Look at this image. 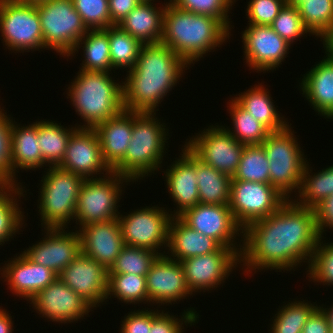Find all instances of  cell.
I'll return each instance as SVG.
<instances>
[{
  "mask_svg": "<svg viewBox=\"0 0 333 333\" xmlns=\"http://www.w3.org/2000/svg\"><path fill=\"white\" fill-rule=\"evenodd\" d=\"M241 238L240 267L251 274L256 269L291 271L302 262L309 267L320 236L314 209L288 199L269 217L246 226Z\"/></svg>",
  "mask_w": 333,
  "mask_h": 333,
  "instance_id": "obj_1",
  "label": "cell"
},
{
  "mask_svg": "<svg viewBox=\"0 0 333 333\" xmlns=\"http://www.w3.org/2000/svg\"><path fill=\"white\" fill-rule=\"evenodd\" d=\"M186 68L189 65L166 44H142L136 64L122 81L124 110L158 111L157 107L179 84Z\"/></svg>",
  "mask_w": 333,
  "mask_h": 333,
  "instance_id": "obj_2",
  "label": "cell"
},
{
  "mask_svg": "<svg viewBox=\"0 0 333 333\" xmlns=\"http://www.w3.org/2000/svg\"><path fill=\"white\" fill-rule=\"evenodd\" d=\"M231 32L217 19L179 9L170 1L164 12L161 42L189 66L229 40Z\"/></svg>",
  "mask_w": 333,
  "mask_h": 333,
  "instance_id": "obj_3",
  "label": "cell"
},
{
  "mask_svg": "<svg viewBox=\"0 0 333 333\" xmlns=\"http://www.w3.org/2000/svg\"><path fill=\"white\" fill-rule=\"evenodd\" d=\"M110 74L80 69L66 88L72 107L84 120V124L78 125V128L94 129L124 110L122 83H117Z\"/></svg>",
  "mask_w": 333,
  "mask_h": 333,
  "instance_id": "obj_4",
  "label": "cell"
},
{
  "mask_svg": "<svg viewBox=\"0 0 333 333\" xmlns=\"http://www.w3.org/2000/svg\"><path fill=\"white\" fill-rule=\"evenodd\" d=\"M164 124L156 117V112L133 111L130 144L124 158L112 171L127 177L133 183L158 171L167 153L165 143L169 140L166 137L169 129Z\"/></svg>",
  "mask_w": 333,
  "mask_h": 333,
  "instance_id": "obj_5",
  "label": "cell"
},
{
  "mask_svg": "<svg viewBox=\"0 0 333 333\" xmlns=\"http://www.w3.org/2000/svg\"><path fill=\"white\" fill-rule=\"evenodd\" d=\"M39 188L38 211L42 228H67L75 220L79 191L84 178L57 167H49ZM44 225V226H43Z\"/></svg>",
  "mask_w": 333,
  "mask_h": 333,
  "instance_id": "obj_6",
  "label": "cell"
},
{
  "mask_svg": "<svg viewBox=\"0 0 333 333\" xmlns=\"http://www.w3.org/2000/svg\"><path fill=\"white\" fill-rule=\"evenodd\" d=\"M291 125L271 132L261 143L269 161L270 184L287 199H292L293 192H299L307 163Z\"/></svg>",
  "mask_w": 333,
  "mask_h": 333,
  "instance_id": "obj_7",
  "label": "cell"
},
{
  "mask_svg": "<svg viewBox=\"0 0 333 333\" xmlns=\"http://www.w3.org/2000/svg\"><path fill=\"white\" fill-rule=\"evenodd\" d=\"M43 33V47L68 57L87 33L72 0H45L36 3Z\"/></svg>",
  "mask_w": 333,
  "mask_h": 333,
  "instance_id": "obj_8",
  "label": "cell"
},
{
  "mask_svg": "<svg viewBox=\"0 0 333 333\" xmlns=\"http://www.w3.org/2000/svg\"><path fill=\"white\" fill-rule=\"evenodd\" d=\"M124 182L128 185L131 181L113 171L100 178L84 180L79 191L75 212V223L79 224V228L90 223L106 222L118 218L121 214L118 211L120 206L118 202L124 191L122 190Z\"/></svg>",
  "mask_w": 333,
  "mask_h": 333,
  "instance_id": "obj_9",
  "label": "cell"
},
{
  "mask_svg": "<svg viewBox=\"0 0 333 333\" xmlns=\"http://www.w3.org/2000/svg\"><path fill=\"white\" fill-rule=\"evenodd\" d=\"M0 32L3 45L14 53L45 49L35 3L0 0Z\"/></svg>",
  "mask_w": 333,
  "mask_h": 333,
  "instance_id": "obj_10",
  "label": "cell"
},
{
  "mask_svg": "<svg viewBox=\"0 0 333 333\" xmlns=\"http://www.w3.org/2000/svg\"><path fill=\"white\" fill-rule=\"evenodd\" d=\"M169 211L154 205L136 209L126 216L119 215L118 221L125 245L164 254L160 248L162 246L167 249L169 225L173 217Z\"/></svg>",
  "mask_w": 333,
  "mask_h": 333,
  "instance_id": "obj_11",
  "label": "cell"
},
{
  "mask_svg": "<svg viewBox=\"0 0 333 333\" xmlns=\"http://www.w3.org/2000/svg\"><path fill=\"white\" fill-rule=\"evenodd\" d=\"M287 200L271 184L231 181L229 208L243 229L257 220L269 217Z\"/></svg>",
  "mask_w": 333,
  "mask_h": 333,
  "instance_id": "obj_12",
  "label": "cell"
},
{
  "mask_svg": "<svg viewBox=\"0 0 333 333\" xmlns=\"http://www.w3.org/2000/svg\"><path fill=\"white\" fill-rule=\"evenodd\" d=\"M199 132L190 140L186 139L188 141L185 145L201 161L233 177L245 145L238 142L222 125H210Z\"/></svg>",
  "mask_w": 333,
  "mask_h": 333,
  "instance_id": "obj_13",
  "label": "cell"
},
{
  "mask_svg": "<svg viewBox=\"0 0 333 333\" xmlns=\"http://www.w3.org/2000/svg\"><path fill=\"white\" fill-rule=\"evenodd\" d=\"M242 248L220 247L216 252L180 261L191 292L216 289L240 263ZM238 264V265H237Z\"/></svg>",
  "mask_w": 333,
  "mask_h": 333,
  "instance_id": "obj_14",
  "label": "cell"
},
{
  "mask_svg": "<svg viewBox=\"0 0 333 333\" xmlns=\"http://www.w3.org/2000/svg\"><path fill=\"white\" fill-rule=\"evenodd\" d=\"M178 217L190 228L215 239L222 247L242 248L243 239L238 246L236 237L243 235V228L236 222L229 205L198 203Z\"/></svg>",
  "mask_w": 333,
  "mask_h": 333,
  "instance_id": "obj_15",
  "label": "cell"
},
{
  "mask_svg": "<svg viewBox=\"0 0 333 333\" xmlns=\"http://www.w3.org/2000/svg\"><path fill=\"white\" fill-rule=\"evenodd\" d=\"M244 60L256 72L278 68L289 54L290 46L271 26L248 24L241 32Z\"/></svg>",
  "mask_w": 333,
  "mask_h": 333,
  "instance_id": "obj_16",
  "label": "cell"
},
{
  "mask_svg": "<svg viewBox=\"0 0 333 333\" xmlns=\"http://www.w3.org/2000/svg\"><path fill=\"white\" fill-rule=\"evenodd\" d=\"M40 317L58 323H73L93 311L84 299L59 278L40 290L30 301Z\"/></svg>",
  "mask_w": 333,
  "mask_h": 333,
  "instance_id": "obj_17",
  "label": "cell"
},
{
  "mask_svg": "<svg viewBox=\"0 0 333 333\" xmlns=\"http://www.w3.org/2000/svg\"><path fill=\"white\" fill-rule=\"evenodd\" d=\"M58 167L84 179L98 178L97 175L100 178L112 171L102 157L98 134L89 128H78L70 136L64 159Z\"/></svg>",
  "mask_w": 333,
  "mask_h": 333,
  "instance_id": "obj_18",
  "label": "cell"
},
{
  "mask_svg": "<svg viewBox=\"0 0 333 333\" xmlns=\"http://www.w3.org/2000/svg\"><path fill=\"white\" fill-rule=\"evenodd\" d=\"M58 278L92 308L106 303L108 269L83 252L58 274Z\"/></svg>",
  "mask_w": 333,
  "mask_h": 333,
  "instance_id": "obj_19",
  "label": "cell"
},
{
  "mask_svg": "<svg viewBox=\"0 0 333 333\" xmlns=\"http://www.w3.org/2000/svg\"><path fill=\"white\" fill-rule=\"evenodd\" d=\"M65 229L44 228V238L22 253L34 263L50 268L58 275L81 253L78 230L71 232Z\"/></svg>",
  "mask_w": 333,
  "mask_h": 333,
  "instance_id": "obj_20",
  "label": "cell"
},
{
  "mask_svg": "<svg viewBox=\"0 0 333 333\" xmlns=\"http://www.w3.org/2000/svg\"><path fill=\"white\" fill-rule=\"evenodd\" d=\"M146 287L150 305L158 304L157 308L167 303L175 304L193 294L187 285L181 263L166 254L159 255L152 264L146 274Z\"/></svg>",
  "mask_w": 333,
  "mask_h": 333,
  "instance_id": "obj_21",
  "label": "cell"
},
{
  "mask_svg": "<svg viewBox=\"0 0 333 333\" xmlns=\"http://www.w3.org/2000/svg\"><path fill=\"white\" fill-rule=\"evenodd\" d=\"M183 146L180 158L164 171L169 195L177 205L176 210L170 211L173 217L199 203L197 156L185 144Z\"/></svg>",
  "mask_w": 333,
  "mask_h": 333,
  "instance_id": "obj_22",
  "label": "cell"
},
{
  "mask_svg": "<svg viewBox=\"0 0 333 333\" xmlns=\"http://www.w3.org/2000/svg\"><path fill=\"white\" fill-rule=\"evenodd\" d=\"M8 262V263H7ZM2 268V269H1ZM0 268V277L9 285L10 291L30 301L40 290L51 284L58 275L50 268L34 263L23 253L6 261ZM2 271V272H1Z\"/></svg>",
  "mask_w": 333,
  "mask_h": 333,
  "instance_id": "obj_23",
  "label": "cell"
},
{
  "mask_svg": "<svg viewBox=\"0 0 333 333\" xmlns=\"http://www.w3.org/2000/svg\"><path fill=\"white\" fill-rule=\"evenodd\" d=\"M78 233L81 239V252L95 259L108 270L126 246L118 218L90 223L78 228Z\"/></svg>",
  "mask_w": 333,
  "mask_h": 333,
  "instance_id": "obj_24",
  "label": "cell"
},
{
  "mask_svg": "<svg viewBox=\"0 0 333 333\" xmlns=\"http://www.w3.org/2000/svg\"><path fill=\"white\" fill-rule=\"evenodd\" d=\"M326 57L303 75L300 91L314 111L325 119H333V56Z\"/></svg>",
  "mask_w": 333,
  "mask_h": 333,
  "instance_id": "obj_25",
  "label": "cell"
},
{
  "mask_svg": "<svg viewBox=\"0 0 333 333\" xmlns=\"http://www.w3.org/2000/svg\"><path fill=\"white\" fill-rule=\"evenodd\" d=\"M132 129L133 111L128 110H123L94 128L100 140L104 162L111 170L124 158Z\"/></svg>",
  "mask_w": 333,
  "mask_h": 333,
  "instance_id": "obj_26",
  "label": "cell"
},
{
  "mask_svg": "<svg viewBox=\"0 0 333 333\" xmlns=\"http://www.w3.org/2000/svg\"><path fill=\"white\" fill-rule=\"evenodd\" d=\"M12 120L11 126V162H12V184L18 183L16 173L20 170H36L47 167L42 158L41 149L37 137L38 121L24 125L16 124ZM45 165V166H44Z\"/></svg>",
  "mask_w": 333,
  "mask_h": 333,
  "instance_id": "obj_27",
  "label": "cell"
},
{
  "mask_svg": "<svg viewBox=\"0 0 333 333\" xmlns=\"http://www.w3.org/2000/svg\"><path fill=\"white\" fill-rule=\"evenodd\" d=\"M220 247L221 245L215 239L190 228L179 217H172L169 225L168 251L163 252L180 262L191 257L216 252Z\"/></svg>",
  "mask_w": 333,
  "mask_h": 333,
  "instance_id": "obj_28",
  "label": "cell"
},
{
  "mask_svg": "<svg viewBox=\"0 0 333 333\" xmlns=\"http://www.w3.org/2000/svg\"><path fill=\"white\" fill-rule=\"evenodd\" d=\"M165 9V3L157 7L153 2L142 1L117 25L142 44L159 43L163 36Z\"/></svg>",
  "mask_w": 333,
  "mask_h": 333,
  "instance_id": "obj_29",
  "label": "cell"
},
{
  "mask_svg": "<svg viewBox=\"0 0 333 333\" xmlns=\"http://www.w3.org/2000/svg\"><path fill=\"white\" fill-rule=\"evenodd\" d=\"M233 97L252 117L266 126L271 132L285 129L289 122L276 109L268 88L262 82Z\"/></svg>",
  "mask_w": 333,
  "mask_h": 333,
  "instance_id": "obj_30",
  "label": "cell"
},
{
  "mask_svg": "<svg viewBox=\"0 0 333 333\" xmlns=\"http://www.w3.org/2000/svg\"><path fill=\"white\" fill-rule=\"evenodd\" d=\"M81 47L83 48L84 60H82V64H80V69L99 72L115 71L110 60L108 28L88 30L76 44L69 56H75L74 54H77Z\"/></svg>",
  "mask_w": 333,
  "mask_h": 333,
  "instance_id": "obj_31",
  "label": "cell"
},
{
  "mask_svg": "<svg viewBox=\"0 0 333 333\" xmlns=\"http://www.w3.org/2000/svg\"><path fill=\"white\" fill-rule=\"evenodd\" d=\"M78 129L74 127L64 128L61 123L45 119L38 121L37 137L45 164L49 167H57L64 159L70 136Z\"/></svg>",
  "mask_w": 333,
  "mask_h": 333,
  "instance_id": "obj_32",
  "label": "cell"
},
{
  "mask_svg": "<svg viewBox=\"0 0 333 333\" xmlns=\"http://www.w3.org/2000/svg\"><path fill=\"white\" fill-rule=\"evenodd\" d=\"M19 184L0 183V245L10 241L23 227L24 212L19 207L21 196L27 191ZM17 195V196H16ZM17 197L20 199L17 200ZM20 230V231H19Z\"/></svg>",
  "mask_w": 333,
  "mask_h": 333,
  "instance_id": "obj_33",
  "label": "cell"
},
{
  "mask_svg": "<svg viewBox=\"0 0 333 333\" xmlns=\"http://www.w3.org/2000/svg\"><path fill=\"white\" fill-rule=\"evenodd\" d=\"M199 203L229 205L232 177L207 165L197 157Z\"/></svg>",
  "mask_w": 333,
  "mask_h": 333,
  "instance_id": "obj_34",
  "label": "cell"
},
{
  "mask_svg": "<svg viewBox=\"0 0 333 333\" xmlns=\"http://www.w3.org/2000/svg\"><path fill=\"white\" fill-rule=\"evenodd\" d=\"M308 163L303 170L301 186L297 193L299 196L296 195V199H292L300 206L314 209L333 194V165L313 174Z\"/></svg>",
  "mask_w": 333,
  "mask_h": 333,
  "instance_id": "obj_35",
  "label": "cell"
},
{
  "mask_svg": "<svg viewBox=\"0 0 333 333\" xmlns=\"http://www.w3.org/2000/svg\"><path fill=\"white\" fill-rule=\"evenodd\" d=\"M229 101L227 110H229L233 127H225V129L243 145L261 144L271 131L252 117L234 98Z\"/></svg>",
  "mask_w": 333,
  "mask_h": 333,
  "instance_id": "obj_36",
  "label": "cell"
},
{
  "mask_svg": "<svg viewBox=\"0 0 333 333\" xmlns=\"http://www.w3.org/2000/svg\"><path fill=\"white\" fill-rule=\"evenodd\" d=\"M288 302L278 309L272 319L270 333H302L303 327L311 314L319 307L305 300Z\"/></svg>",
  "mask_w": 333,
  "mask_h": 333,
  "instance_id": "obj_37",
  "label": "cell"
},
{
  "mask_svg": "<svg viewBox=\"0 0 333 333\" xmlns=\"http://www.w3.org/2000/svg\"><path fill=\"white\" fill-rule=\"evenodd\" d=\"M110 60L115 70H131L136 64L142 43L118 25L108 27Z\"/></svg>",
  "mask_w": 333,
  "mask_h": 333,
  "instance_id": "obj_38",
  "label": "cell"
},
{
  "mask_svg": "<svg viewBox=\"0 0 333 333\" xmlns=\"http://www.w3.org/2000/svg\"><path fill=\"white\" fill-rule=\"evenodd\" d=\"M232 180L270 184V168L261 144L245 145Z\"/></svg>",
  "mask_w": 333,
  "mask_h": 333,
  "instance_id": "obj_39",
  "label": "cell"
},
{
  "mask_svg": "<svg viewBox=\"0 0 333 333\" xmlns=\"http://www.w3.org/2000/svg\"><path fill=\"white\" fill-rule=\"evenodd\" d=\"M110 296V297H109ZM122 303L148 304L146 276L136 274H108L107 299L113 297ZM146 302V303H145Z\"/></svg>",
  "mask_w": 333,
  "mask_h": 333,
  "instance_id": "obj_40",
  "label": "cell"
},
{
  "mask_svg": "<svg viewBox=\"0 0 333 333\" xmlns=\"http://www.w3.org/2000/svg\"><path fill=\"white\" fill-rule=\"evenodd\" d=\"M298 10L304 27L321 41L333 29V0H308Z\"/></svg>",
  "mask_w": 333,
  "mask_h": 333,
  "instance_id": "obj_41",
  "label": "cell"
},
{
  "mask_svg": "<svg viewBox=\"0 0 333 333\" xmlns=\"http://www.w3.org/2000/svg\"><path fill=\"white\" fill-rule=\"evenodd\" d=\"M159 255L160 253L149 249L125 246L108 270V274L146 276Z\"/></svg>",
  "mask_w": 333,
  "mask_h": 333,
  "instance_id": "obj_42",
  "label": "cell"
},
{
  "mask_svg": "<svg viewBox=\"0 0 333 333\" xmlns=\"http://www.w3.org/2000/svg\"><path fill=\"white\" fill-rule=\"evenodd\" d=\"M322 239L323 237H320L309 267L305 270L308 269L306 272L310 282L333 286V242L326 243Z\"/></svg>",
  "mask_w": 333,
  "mask_h": 333,
  "instance_id": "obj_43",
  "label": "cell"
},
{
  "mask_svg": "<svg viewBox=\"0 0 333 333\" xmlns=\"http://www.w3.org/2000/svg\"><path fill=\"white\" fill-rule=\"evenodd\" d=\"M181 10L217 18L231 32L229 10L236 0H169Z\"/></svg>",
  "mask_w": 333,
  "mask_h": 333,
  "instance_id": "obj_44",
  "label": "cell"
},
{
  "mask_svg": "<svg viewBox=\"0 0 333 333\" xmlns=\"http://www.w3.org/2000/svg\"><path fill=\"white\" fill-rule=\"evenodd\" d=\"M88 30L106 29L114 26L111 21L108 0H72Z\"/></svg>",
  "mask_w": 333,
  "mask_h": 333,
  "instance_id": "obj_45",
  "label": "cell"
},
{
  "mask_svg": "<svg viewBox=\"0 0 333 333\" xmlns=\"http://www.w3.org/2000/svg\"><path fill=\"white\" fill-rule=\"evenodd\" d=\"M270 26L291 45L295 40L303 37L305 33H309L310 35V32L304 27L298 7L288 5L287 3L281 8L278 16Z\"/></svg>",
  "mask_w": 333,
  "mask_h": 333,
  "instance_id": "obj_46",
  "label": "cell"
},
{
  "mask_svg": "<svg viewBox=\"0 0 333 333\" xmlns=\"http://www.w3.org/2000/svg\"><path fill=\"white\" fill-rule=\"evenodd\" d=\"M1 106V105H0ZM0 107V183L12 184L11 126L13 117Z\"/></svg>",
  "mask_w": 333,
  "mask_h": 333,
  "instance_id": "obj_47",
  "label": "cell"
},
{
  "mask_svg": "<svg viewBox=\"0 0 333 333\" xmlns=\"http://www.w3.org/2000/svg\"><path fill=\"white\" fill-rule=\"evenodd\" d=\"M162 310L151 322L150 333H184V324L188 326L198 323L199 314L193 307L184 310L181 319L176 315ZM169 313V314H168ZM171 314V315H170ZM177 317V318H176ZM183 325V326H182Z\"/></svg>",
  "mask_w": 333,
  "mask_h": 333,
  "instance_id": "obj_48",
  "label": "cell"
},
{
  "mask_svg": "<svg viewBox=\"0 0 333 333\" xmlns=\"http://www.w3.org/2000/svg\"><path fill=\"white\" fill-rule=\"evenodd\" d=\"M286 0H249L246 11L248 24L270 26Z\"/></svg>",
  "mask_w": 333,
  "mask_h": 333,
  "instance_id": "obj_49",
  "label": "cell"
},
{
  "mask_svg": "<svg viewBox=\"0 0 333 333\" xmlns=\"http://www.w3.org/2000/svg\"><path fill=\"white\" fill-rule=\"evenodd\" d=\"M134 310L124 316L120 333H150L151 322L161 312L160 310L150 309Z\"/></svg>",
  "mask_w": 333,
  "mask_h": 333,
  "instance_id": "obj_50",
  "label": "cell"
},
{
  "mask_svg": "<svg viewBox=\"0 0 333 333\" xmlns=\"http://www.w3.org/2000/svg\"><path fill=\"white\" fill-rule=\"evenodd\" d=\"M316 228L320 237L326 229H333V194L314 208Z\"/></svg>",
  "mask_w": 333,
  "mask_h": 333,
  "instance_id": "obj_51",
  "label": "cell"
},
{
  "mask_svg": "<svg viewBox=\"0 0 333 333\" xmlns=\"http://www.w3.org/2000/svg\"><path fill=\"white\" fill-rule=\"evenodd\" d=\"M141 2V0H108L111 21L117 25Z\"/></svg>",
  "mask_w": 333,
  "mask_h": 333,
  "instance_id": "obj_52",
  "label": "cell"
},
{
  "mask_svg": "<svg viewBox=\"0 0 333 333\" xmlns=\"http://www.w3.org/2000/svg\"><path fill=\"white\" fill-rule=\"evenodd\" d=\"M302 333H330L328 317L320 305L309 317Z\"/></svg>",
  "mask_w": 333,
  "mask_h": 333,
  "instance_id": "obj_53",
  "label": "cell"
},
{
  "mask_svg": "<svg viewBox=\"0 0 333 333\" xmlns=\"http://www.w3.org/2000/svg\"><path fill=\"white\" fill-rule=\"evenodd\" d=\"M10 315L11 314L7 312V309H2V307L0 306V333L14 332V321L12 320V316Z\"/></svg>",
  "mask_w": 333,
  "mask_h": 333,
  "instance_id": "obj_54",
  "label": "cell"
},
{
  "mask_svg": "<svg viewBox=\"0 0 333 333\" xmlns=\"http://www.w3.org/2000/svg\"><path fill=\"white\" fill-rule=\"evenodd\" d=\"M325 52L333 56V29L331 32L322 40Z\"/></svg>",
  "mask_w": 333,
  "mask_h": 333,
  "instance_id": "obj_55",
  "label": "cell"
},
{
  "mask_svg": "<svg viewBox=\"0 0 333 333\" xmlns=\"http://www.w3.org/2000/svg\"><path fill=\"white\" fill-rule=\"evenodd\" d=\"M324 306V307H323ZM321 305L320 307L323 309V311L326 313L329 325H330V333H333V305L329 308H326L325 305Z\"/></svg>",
  "mask_w": 333,
  "mask_h": 333,
  "instance_id": "obj_56",
  "label": "cell"
},
{
  "mask_svg": "<svg viewBox=\"0 0 333 333\" xmlns=\"http://www.w3.org/2000/svg\"><path fill=\"white\" fill-rule=\"evenodd\" d=\"M305 1H308V0H286V3L288 5L298 7L299 5H301Z\"/></svg>",
  "mask_w": 333,
  "mask_h": 333,
  "instance_id": "obj_57",
  "label": "cell"
},
{
  "mask_svg": "<svg viewBox=\"0 0 333 333\" xmlns=\"http://www.w3.org/2000/svg\"><path fill=\"white\" fill-rule=\"evenodd\" d=\"M19 2H23V3H37V2H41V1H45V0H16Z\"/></svg>",
  "mask_w": 333,
  "mask_h": 333,
  "instance_id": "obj_58",
  "label": "cell"
},
{
  "mask_svg": "<svg viewBox=\"0 0 333 333\" xmlns=\"http://www.w3.org/2000/svg\"><path fill=\"white\" fill-rule=\"evenodd\" d=\"M141 1H144V2H154L155 0H141Z\"/></svg>",
  "mask_w": 333,
  "mask_h": 333,
  "instance_id": "obj_59",
  "label": "cell"
}]
</instances>
